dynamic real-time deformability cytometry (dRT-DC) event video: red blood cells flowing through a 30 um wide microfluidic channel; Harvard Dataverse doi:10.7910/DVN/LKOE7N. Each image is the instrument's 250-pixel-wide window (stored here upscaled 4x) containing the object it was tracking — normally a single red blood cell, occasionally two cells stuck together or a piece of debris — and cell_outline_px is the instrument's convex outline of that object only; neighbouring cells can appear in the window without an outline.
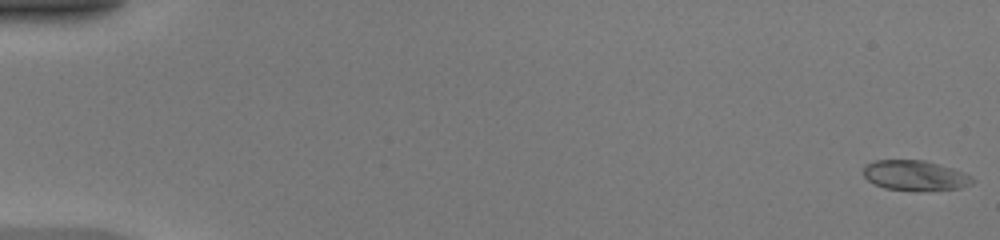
{"species": "common noctule bat (a hibernating species)", "species_latin": "Nyctalus noctula", "temperature_condition": "warm", "stored_images_in_passage": 50, "camera_frame_rate_fps": 3000, "um_per_image_px": 0.085, "animal": {"sex": "female", "body_mass_g": 20.0, "forearm_length_mm": 54.0}, "frame": {"image": 1, "passage_image": 1, "time_ms": 0.0, "image_size_px": [1000, 240], "cell_outline_px": [[976, 180], [972, 184], [960, 188], [884, 188], [868, 180], [864, 176], [864, 164], [876, 160], [924, 160], [952, 168], [964, 172], [972, 176]], "centroid_in_image_um": [77.78, 14.86], "position_along_channel_um": 7.2, "area_um2": 18.38}}
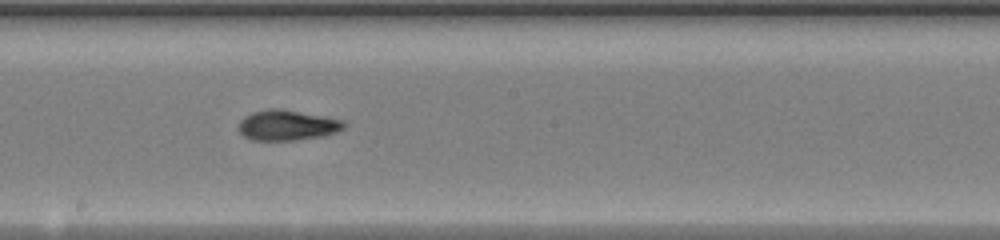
{"frame": {"image": 2, "passage_image": 29, "time_ms": 9.333, "image_size_px": [1000, 240], "cell_outline_px": [[348, 124], [344, 128], [336, 132], [324, 136], [296, 140], [252, 140], [244, 136], [240, 132], [240, 120], [244, 116], [252, 112], [268, 108], [280, 108], [344, 120]], "centroid_in_image_um": [24.44, 10.64], "position_along_channel_um": 223.8, "area_um2": 18.73}}
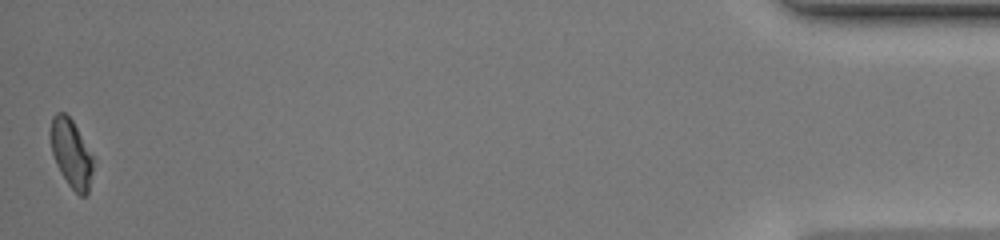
{"frame": {"image": 3, "passage_image": 50, "time_ms": 16.333, "image_size_px": [1000, 240], "cell_outline_px": [[96, 160], [88, 192], [84, 196], [80, 196], [68, 184], [60, 172], [56, 164], [52, 152], [48, 132], [52, 116], [56, 112], [64, 112], [72, 120]], "centroid_in_image_um": [6.06, 13.03], "position_along_channel_um": 429.1, "area_um2": 17.4}, "authors_computed_cell_mechanics": {"area_um2": 18.5538, "velocity_mm_per_s": 4.1893, "shape_relaxation_time_tau1_ms": 3.1793, "shape_relaxation_time_tau2_ms": 1.4807, "deformation_change_tau1": 0.1667, "deformation_change_tau2": 0.0707}}